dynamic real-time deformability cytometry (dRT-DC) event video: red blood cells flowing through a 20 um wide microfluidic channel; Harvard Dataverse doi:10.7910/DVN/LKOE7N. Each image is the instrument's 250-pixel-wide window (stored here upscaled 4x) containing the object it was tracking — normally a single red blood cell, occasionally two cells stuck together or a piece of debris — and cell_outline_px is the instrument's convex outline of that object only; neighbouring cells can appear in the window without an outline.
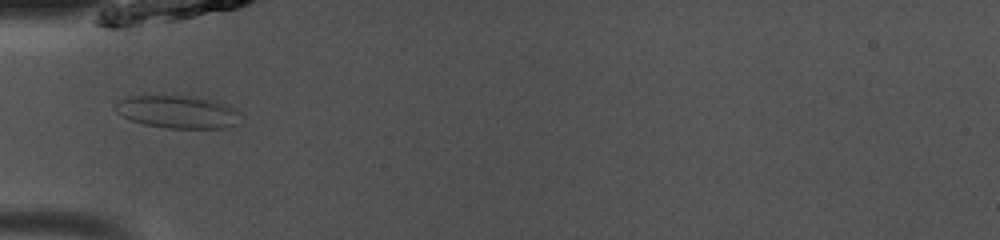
{"species": "common noctule bat (a hibernating species)", "species_latin": "Nyctalus noctula", "temperature_condition": "room temperature", "stored_images_in_passage": 10, "camera_frame_rate_fps": 3000, "um_per_image_px": 0.085, "animal": {"sex": "male", "body_mass_g": 13.0, "forearm_length_mm": 53.1}, "frame": {"image": 1, "passage_image": 2, "time_ms": 0.333, "image_size_px": [1000, 240], "cell_outline_px": [[240, 124], [224, 128], [168, 128], [144, 124], [132, 120], [116, 112], [112, 108], [120, 100], [128, 96], [192, 96], [216, 100], [228, 104], [240, 112]], "centroid_in_image_um": [15.17, 9.51], "position_along_channel_um": 69.8, "area_um2": 24.1}}
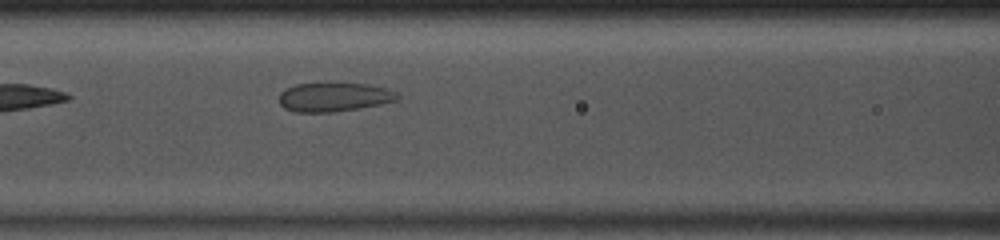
{"frame": {"image": 2, "passage_image": 7, "time_ms": 2.0, "image_size_px": [1000, 240], "cell_outline_px": [[400, 96], [396, 100], [356, 108], [332, 112], [296, 112], [284, 108], [280, 104], [280, 92], [284, 88], [296, 84], [368, 84], [388, 88], [396, 92]], "centroid_in_image_um": [28.35, 8.25], "position_along_channel_um": 138.2, "area_um2": 19.59}}